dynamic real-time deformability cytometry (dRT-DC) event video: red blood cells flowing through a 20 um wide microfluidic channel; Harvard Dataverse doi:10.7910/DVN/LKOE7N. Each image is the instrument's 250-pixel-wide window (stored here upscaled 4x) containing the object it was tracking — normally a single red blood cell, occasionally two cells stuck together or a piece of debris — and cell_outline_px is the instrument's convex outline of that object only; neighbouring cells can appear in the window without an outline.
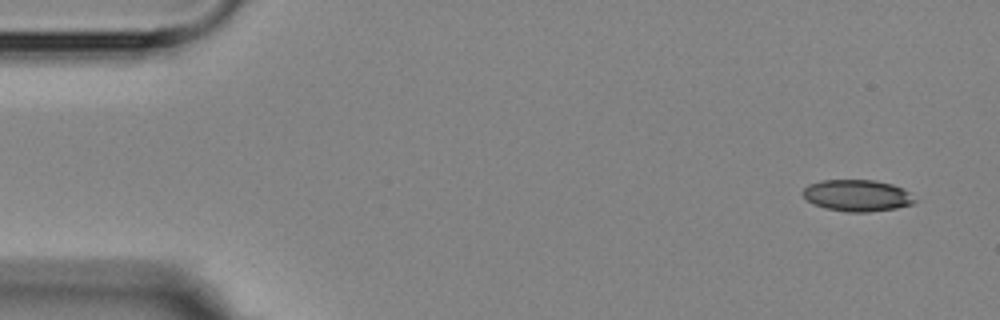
{"species": "Egyptian fruit bat (a non-hibernating species)", "species_latin": "Rousettus aegyptiacus", "temperature_condition": "room temperature", "stored_images_in_passage": 5, "camera_frame_rate_fps": 3000, "um_per_image_px": 0.085, "animal": {"sex": "female"}, "frame": {"image": 1, "passage_image": 1, "time_ms": 0.0, "image_size_px": [1000, 320], "cell_outline_px": [[920, 200], [912, 204], [896, 208], [868, 212], [848, 212], [824, 208], [812, 204], [800, 192], [808, 184], [820, 180], [876, 180], [892, 184], [904, 188]], "centroid_in_image_um": [72.88, 16.61], "position_along_channel_um": 12.1, "area_um2": 20.98}}
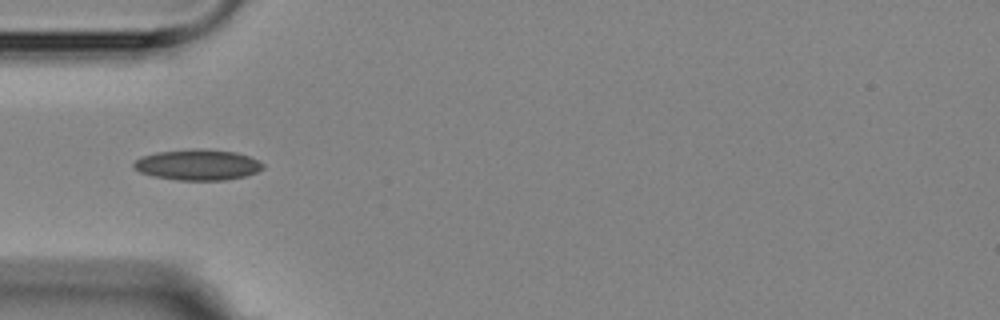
{"frame": {"image": 2, "passage_image": 5, "time_ms": 4.667, "image_size_px": [1000, 320], "cell_outline_px": [[264, 168], [256, 172], [244, 176], [224, 180], [176, 180], [152, 176], [140, 172], [132, 168], [132, 164], [136, 160], [144, 156], [156, 152], [192, 148], [200, 148], [236, 152], [260, 160], [264, 164]], "centroid_in_image_um": [16.8, 14.0], "position_along_channel_um": 68.2, "area_um2": 23.35}}